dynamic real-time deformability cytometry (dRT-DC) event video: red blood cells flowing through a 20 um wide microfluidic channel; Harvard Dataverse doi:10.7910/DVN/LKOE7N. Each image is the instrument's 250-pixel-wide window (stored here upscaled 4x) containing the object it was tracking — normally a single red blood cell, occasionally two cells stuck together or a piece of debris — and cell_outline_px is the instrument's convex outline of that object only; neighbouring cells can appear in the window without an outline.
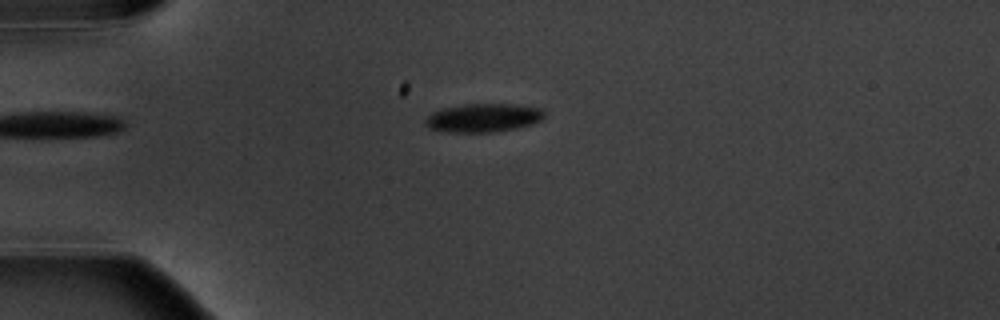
{"species": "common noctule bat (a hibernating species)", "species_latin": "Nyctalus noctula", "temperature_condition": "warm", "stored_images_in_passage": 4, "camera_frame_rate_fps": 3000, "um_per_image_px": 0.085, "animal": {"sex": "male", "body_mass_g": 20.1, "forearm_length_mm": 53.5}, "frame": {"image": 1, "passage_image": 3, "time_ms": 2.333, "image_size_px": [1000, 320], "cell_outline_px": [[544, 116], [540, 120], [532, 124], [516, 128], [496, 132], [444, 132], [428, 128], [424, 124], [424, 120], [432, 112], [440, 108], [468, 104], [516, 104], [540, 108], [544, 112]], "centroid_in_image_um": [41.04, 10.02], "position_along_channel_um": 44.0, "area_um2": 19.94}}